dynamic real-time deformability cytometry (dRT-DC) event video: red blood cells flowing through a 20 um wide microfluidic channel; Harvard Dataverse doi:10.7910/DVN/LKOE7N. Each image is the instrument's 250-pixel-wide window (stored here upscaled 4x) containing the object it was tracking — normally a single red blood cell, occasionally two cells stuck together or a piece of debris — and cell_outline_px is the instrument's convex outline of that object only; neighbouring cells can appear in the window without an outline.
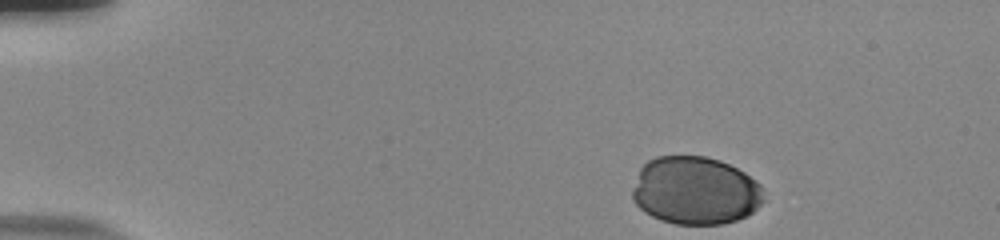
{"species": "human", "species_latin": "Homo sapiens", "temperature_condition": "room temperature", "stored_images_in_passage": 40, "camera_frame_rate_fps": 3000, "um_per_image_px": 0.085, "donor": {"sex": "male"}, "frame": {"image": 1, "passage_image": 1, "time_ms": 0.0, "image_size_px": [1000, 240], "cell_outline_px": [[764, 200], [752, 212], [736, 220], [724, 224], [676, 224], [660, 220], [644, 212], [632, 200], [632, 188], [640, 168], [648, 160], [656, 156], [704, 156], [720, 160], [744, 172], [760, 184]], "centroid_in_image_um": [59.07, 16.2], "position_along_channel_um": 25.9, "area_um2": 52.08}}
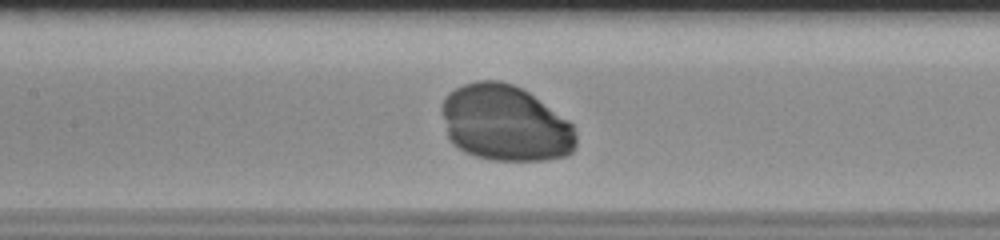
{"frame": {"image": 2, "passage_image": 20, "time_ms": 6.333, "image_size_px": [1000, 240], "cell_outline_px": [[576, 148], [568, 156], [544, 160], [492, 160], [476, 156], [464, 152], [452, 144], [448, 136], [440, 108], [444, 100], [456, 88], [464, 84], [476, 80], [500, 80], [512, 84], [528, 92], [568, 120], [572, 124], [576, 132]], "centroid_in_image_um": [42.95, 10.49], "position_along_channel_um": 164.4, "area_um2": 59.59}}
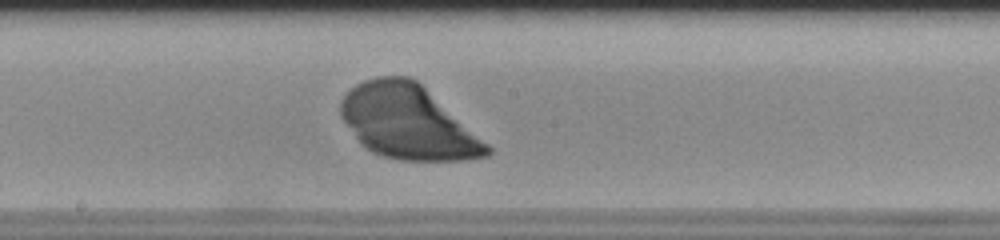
{"frame": {"image": 3, "passage_image": 24, "time_ms": 7.667, "image_size_px": [1000, 240], "cell_outline_px": [[492, 152], [488, 156], [464, 160], [404, 160], [384, 156], [372, 152], [356, 136], [340, 116], [340, 104], [344, 96], [356, 84], [364, 80], [376, 76], [408, 76], [416, 80], [488, 144], [492, 148]], "centroid_in_image_um": [34.67, 10.38], "position_along_channel_um": 213.5, "area_um2": 61.85}}